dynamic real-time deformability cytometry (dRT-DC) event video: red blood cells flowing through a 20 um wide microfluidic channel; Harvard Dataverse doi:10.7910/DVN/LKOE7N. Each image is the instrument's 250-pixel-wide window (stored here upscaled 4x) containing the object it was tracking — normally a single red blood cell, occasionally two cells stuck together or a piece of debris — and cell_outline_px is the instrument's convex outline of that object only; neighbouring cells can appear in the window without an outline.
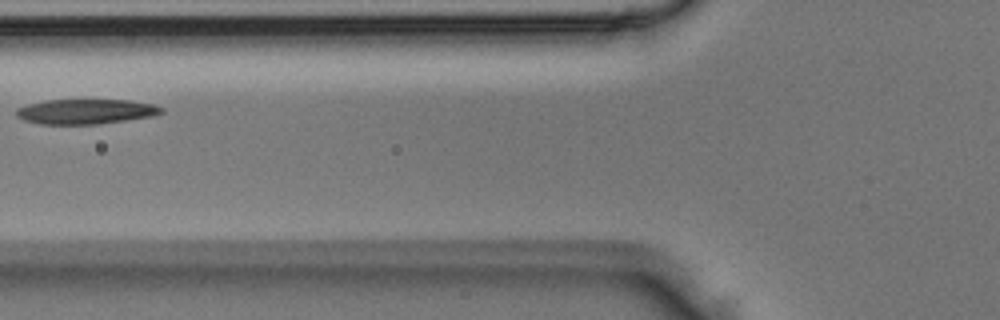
{"species": "Egyptian fruit bat (a non-hibernating species)", "species_latin": "Rousettus aegyptiacus", "temperature_condition": "room temperature", "stored_images_in_passage": 4, "camera_frame_rate_fps": 3000, "um_per_image_px": 0.085, "animal": {"sex": "male"}, "frame": {"image": 1, "passage_image": 3, "time_ms": 0.667, "image_size_px": [1000, 320], "cell_outline_px": [[164, 112], [152, 116], [128, 120], [96, 124], [40, 124], [24, 120], [16, 116], [16, 108], [28, 104], [44, 100], [132, 100], [152, 104], [164, 108]], "centroid_in_image_um": [7.29, 9.48], "position_along_channel_um": 118.5, "area_um2": 21.15}}